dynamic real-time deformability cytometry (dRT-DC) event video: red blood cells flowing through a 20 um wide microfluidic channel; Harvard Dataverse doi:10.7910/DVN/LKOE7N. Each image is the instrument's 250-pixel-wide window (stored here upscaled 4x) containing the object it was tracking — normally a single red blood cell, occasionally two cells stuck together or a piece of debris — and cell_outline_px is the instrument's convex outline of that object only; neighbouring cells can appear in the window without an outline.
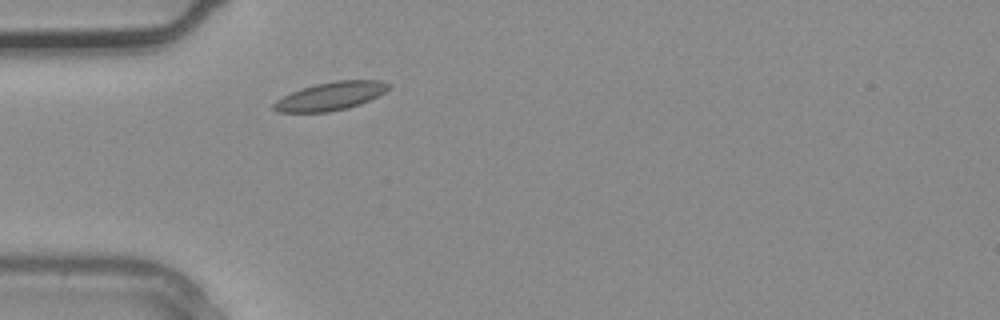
{"species": "common noctule bat (a hibernating species)", "species_latin": "Nyctalus noctula", "temperature_condition": "warm", "stored_images_in_passage": 2, "camera_frame_rate_fps": 3000, "um_per_image_px": 0.085, "animal": {"sex": "male", "body_mass_g": 20.4}, "frame": {"image": 1, "passage_image": 2, "time_ms": 0.333, "image_size_px": [1000, 320], "cell_outline_px": [[392, 84], [384, 92], [360, 104], [348, 108], [328, 112], [276, 112], [272, 108], [272, 104], [276, 100], [300, 88], [316, 84], [336, 80], [380, 80]], "centroid_in_image_um": [28.07, 8.17], "position_along_channel_um": 56.9, "area_um2": 18.84}}